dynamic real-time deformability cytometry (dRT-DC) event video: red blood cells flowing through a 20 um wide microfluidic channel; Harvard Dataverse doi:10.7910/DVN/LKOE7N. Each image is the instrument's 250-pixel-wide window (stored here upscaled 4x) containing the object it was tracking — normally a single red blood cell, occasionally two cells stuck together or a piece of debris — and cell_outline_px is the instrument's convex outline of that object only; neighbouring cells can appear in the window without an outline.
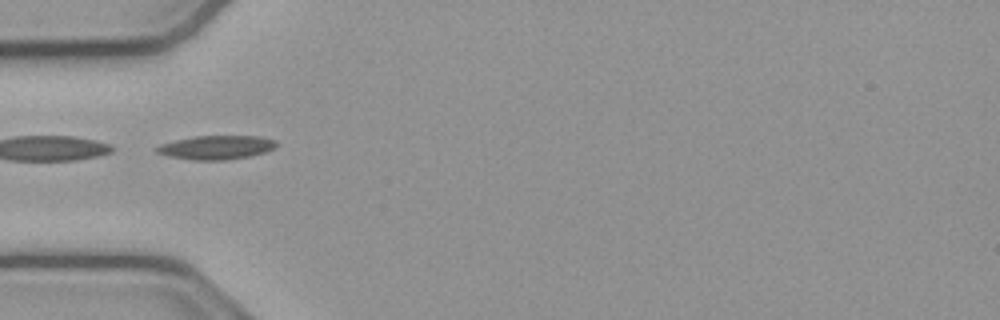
{"species": "common noctule bat (a hibernating species)", "species_latin": "Nyctalus noctula", "temperature_condition": "cold", "stored_images_in_passage": 36, "camera_frame_rate_fps": 3000, "um_per_image_px": 0.085, "animal": {"sex": "male", "body_mass_g": 23.1, "forearm_length_mm": 52.7}, "frame": {"image": 1, "passage_image": 1, "time_ms": 0.0, "image_size_px": [1000, 320], "cell_outline_px": [[276, 148], [252, 156], [228, 160], [192, 160], [168, 156], [156, 152], [156, 148], [160, 144], [176, 140], [196, 136], [260, 136], [276, 140]], "centroid_in_image_um": [18.42, 12.53], "position_along_channel_um": 66.6, "area_um2": 16.7}}